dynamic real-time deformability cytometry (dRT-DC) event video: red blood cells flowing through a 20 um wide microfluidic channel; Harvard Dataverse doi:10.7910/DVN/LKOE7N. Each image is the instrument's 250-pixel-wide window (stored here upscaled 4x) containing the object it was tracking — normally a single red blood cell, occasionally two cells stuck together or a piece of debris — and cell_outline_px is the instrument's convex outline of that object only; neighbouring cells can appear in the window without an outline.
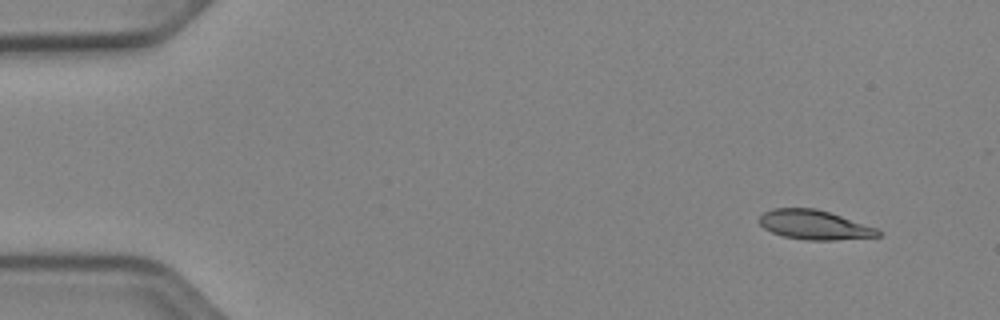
{"species": "Egyptian fruit bat (a non-hibernating species)", "species_latin": "Rousettus aegyptiacus", "temperature_condition": "cold", "stored_images_in_passage": 12, "camera_frame_rate_fps": 3000, "um_per_image_px": 0.085, "animal": {"sex": "female"}, "frame": {"image": 1, "passage_image": 1, "time_ms": 0.0, "image_size_px": [1000, 320], "cell_outline_px": [[880, 236], [836, 240], [808, 240], [784, 236], [772, 232], [764, 228], [760, 224], [760, 216], [764, 212], [772, 208], [816, 208], [876, 228], [880, 232]], "centroid_in_image_um": [69.19, 19.11], "position_along_channel_um": 15.8, "area_um2": 20.0}}